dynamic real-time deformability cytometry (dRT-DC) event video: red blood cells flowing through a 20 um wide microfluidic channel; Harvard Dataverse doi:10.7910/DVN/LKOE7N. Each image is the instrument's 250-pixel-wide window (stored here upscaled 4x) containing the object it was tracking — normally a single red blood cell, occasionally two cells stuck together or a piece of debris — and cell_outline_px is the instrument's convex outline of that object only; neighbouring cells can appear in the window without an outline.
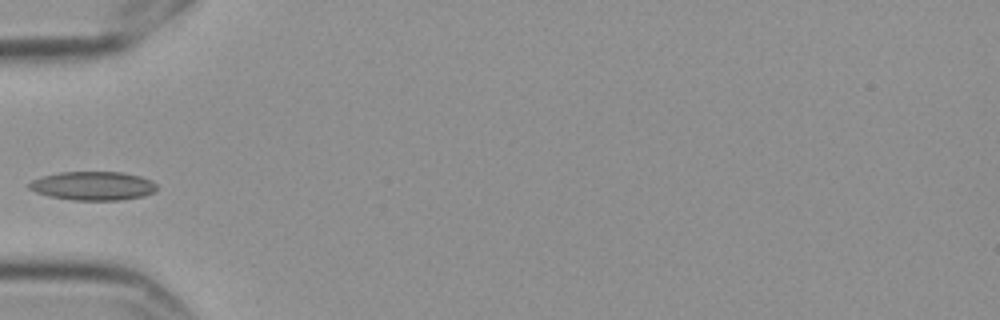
{"species": "Egyptian fruit bat (a non-hibernating species)", "species_latin": "Rousettus aegyptiacus", "temperature_condition": "cold", "stored_images_in_passage": 1, "camera_frame_rate_fps": 3000, "um_per_image_px": 0.085, "frame": {"image": 1, "passage_image": 1, "time_ms": 0.0, "image_size_px": [1000, 320], "cell_outline_px": [[156, 192], [144, 196], [120, 200], [72, 200], [48, 196], [36, 192], [28, 188], [28, 184], [32, 180], [44, 176], [60, 172], [120, 172], [140, 176], [152, 180], [156, 184]], "centroid_in_image_um": [7.92, 15.8], "position_along_channel_um": 77.1, "area_um2": 21.44}}